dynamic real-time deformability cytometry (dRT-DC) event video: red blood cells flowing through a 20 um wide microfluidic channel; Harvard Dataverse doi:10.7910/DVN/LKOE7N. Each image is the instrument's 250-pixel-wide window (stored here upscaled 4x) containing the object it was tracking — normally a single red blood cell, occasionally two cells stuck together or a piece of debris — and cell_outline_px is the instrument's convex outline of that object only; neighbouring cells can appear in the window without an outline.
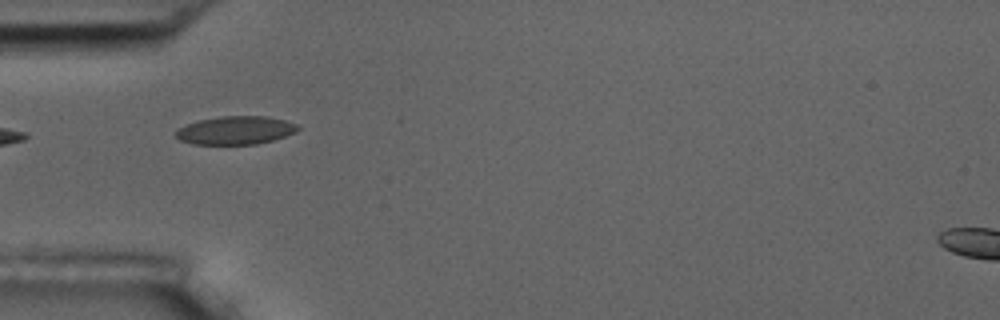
{"species": "common noctule bat (a hibernating species)", "species_latin": "Nyctalus noctula", "temperature_condition": "room temperature", "stored_images_in_passage": 4, "camera_frame_rate_fps": 3000, "um_per_image_px": 0.085, "animal": {"sex": "male", "body_mass_g": 17.5, "forearm_length_mm": 52.3}, "frame": {"image": 1, "passage_image": 1, "time_ms": 0.0, "image_size_px": [1000, 320], "cell_outline_px": [[300, 128], [296, 132], [272, 140], [256, 144], [192, 144], [180, 140], [176, 136], [176, 128], [200, 120], [220, 116], [268, 116], [284, 120], [296, 124]], "centroid_in_image_um": [20.01, 11.07], "position_along_channel_um": 65.0, "area_um2": 20.0}}
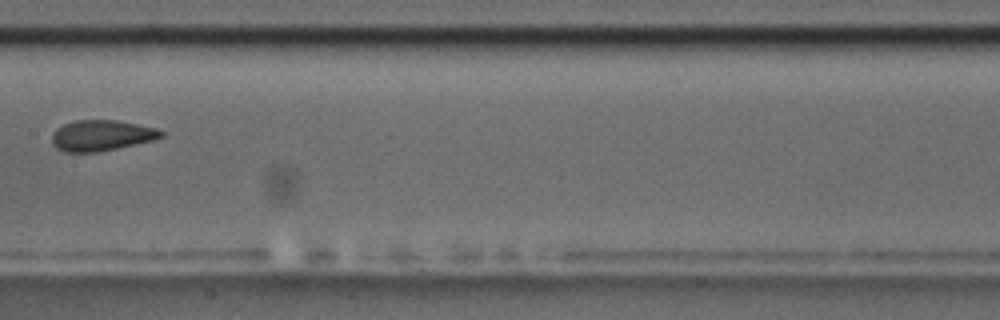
{"frame": {"image": 2, "passage_image": 4, "time_ms": 3.667, "image_size_px": [1000, 320], "cell_outline_px": [[164, 136], [152, 140], [116, 148], [96, 152], [64, 152], [56, 148], [52, 144], [52, 132], [56, 128], [64, 124], [76, 120], [116, 120], [156, 128], [164, 132]], "centroid_in_image_um": [8.58, 11.51], "position_along_channel_um": 198.8, "area_um2": 19.48}}